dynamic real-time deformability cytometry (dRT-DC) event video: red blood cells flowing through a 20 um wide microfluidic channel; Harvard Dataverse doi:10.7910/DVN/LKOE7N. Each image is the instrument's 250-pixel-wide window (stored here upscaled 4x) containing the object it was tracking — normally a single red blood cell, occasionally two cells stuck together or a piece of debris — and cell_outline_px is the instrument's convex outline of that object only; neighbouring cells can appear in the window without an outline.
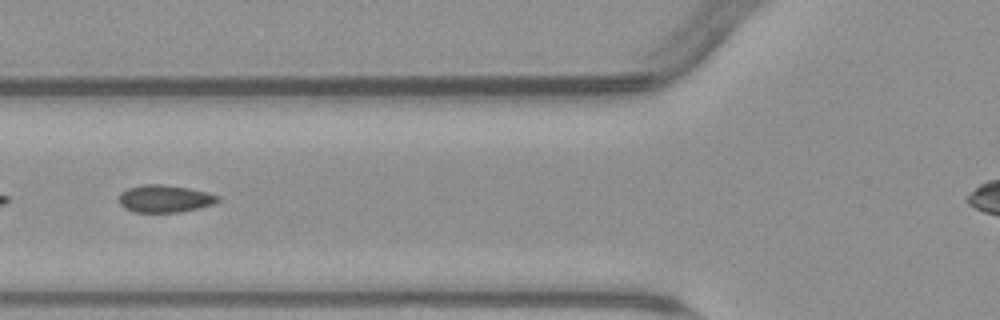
{"species": "common noctule bat (a hibernating species)", "species_latin": "Nyctalus noctula", "temperature_condition": "warm", "stored_images_in_passage": 28, "segment_of_instrument_passage": [2, 2], "camera_frame_rate_fps": 3000, "um_per_image_px": 0.085, "animal": {"sex": "male", "body_mass_g": 23.1, "forearm_length_mm": 52.7}, "frame": {"image": 1, "passage_image": 21, "time_ms": 6.667, "image_size_px": [1000, 320], "cell_outline_px": [[220, 200], [212, 204], [180, 212], [132, 212], [124, 208], [120, 204], [120, 192], [128, 188], [144, 184], [164, 184], [188, 188], [208, 192], [220, 196]], "centroid_in_image_um": [13.99, 16.88], "position_along_channel_um": 111.8, "area_um2": 15.78}}
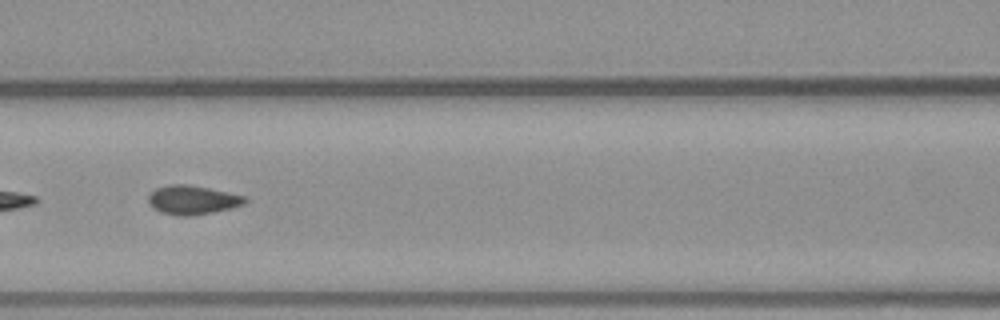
{"frame": {"image": 2, "passage_image": 24, "time_ms": 7.667, "image_size_px": [1000, 320], "cell_outline_px": [[248, 200], [244, 204], [212, 212], [188, 216], [180, 216], [160, 212], [152, 208], [148, 204], [148, 196], [156, 188], [168, 184], [188, 184], [228, 192], [244, 196]], "centroid_in_image_um": [16.31, 16.99], "position_along_channel_um": 150.3, "area_um2": 16.24}}